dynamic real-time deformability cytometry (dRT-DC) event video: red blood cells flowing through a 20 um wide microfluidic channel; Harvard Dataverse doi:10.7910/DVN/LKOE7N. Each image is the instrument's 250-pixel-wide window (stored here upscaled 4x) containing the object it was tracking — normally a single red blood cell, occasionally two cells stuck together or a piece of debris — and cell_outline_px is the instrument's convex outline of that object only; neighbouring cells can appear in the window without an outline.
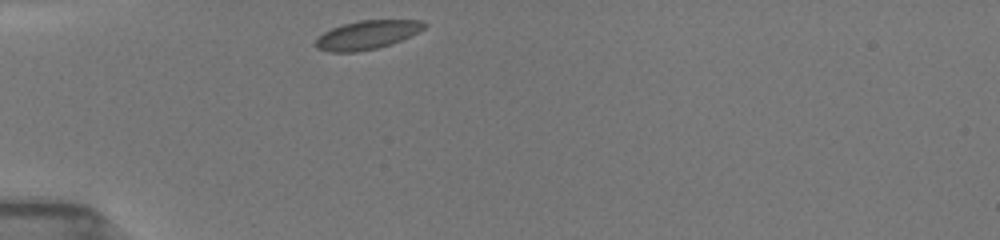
{"species": "common noctule bat (a hibernating species)", "species_latin": "Nyctalus noctula", "temperature_condition": "room temperature", "stored_images_in_passage": 31, "camera_frame_rate_fps": 3000, "um_per_image_px": 0.085, "animal": {"sex": "female", "body_mass_g": 19.5, "forearm_length_mm": 54.1}, "frame": {"image": 1, "passage_image": 1, "time_ms": 0.0, "image_size_px": [1000, 240], "cell_outline_px": [[428, 24], [424, 28], [392, 44], [376, 48], [356, 52], [328, 52], [316, 48], [316, 40], [324, 32], [332, 28], [344, 24], [360, 20], [424, 20]], "centroid_in_image_um": [31.2, 2.96], "position_along_channel_um": 53.8, "area_um2": 17.98}}
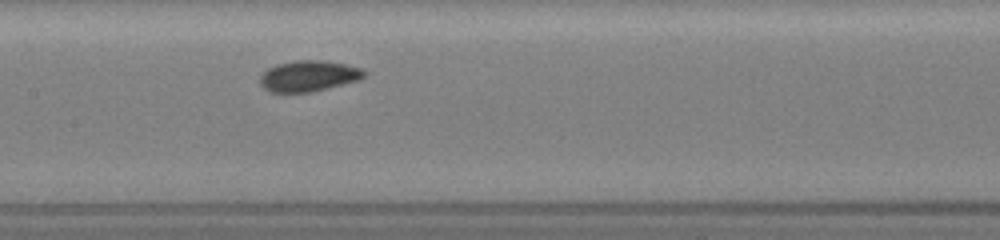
{"frame": {"image": 2, "passage_image": 12, "time_ms": 3.667, "image_size_px": [1000, 240], "cell_outline_px": [[368, 72], [360, 80], [312, 92], [268, 92], [260, 84], [260, 76], [268, 68], [276, 64], [296, 60], [328, 60], [360, 68]], "centroid_in_image_um": [26.24, 6.45], "position_along_channel_um": 181.2, "area_um2": 18.9}}
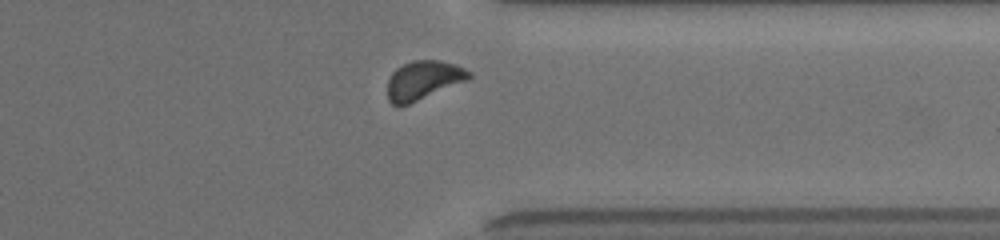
{"frame": {"image": 3, "passage_image": 27, "time_ms": 8.667, "image_size_px": [1000, 240], "cell_outline_px": [[472, 76], [468, 80], [400, 108], [392, 104], [388, 100], [388, 80], [392, 72], [396, 68], [412, 60], [440, 60], [456, 64], [472, 72]], "centroid_in_image_um": [35.99, 6.83], "position_along_channel_um": 375.4, "area_um2": 18.73}, "authors_computed_cell_mechanics": {"area_um2": 18.0336, "velocity_mm_per_s": 3.904, "shape_relaxation_time_tau1_ms": 1.4467, "shape_relaxation_time_tau2_ms": null, "deformation_change_tau1": 0.0582, "deformation_change_tau2": null}}